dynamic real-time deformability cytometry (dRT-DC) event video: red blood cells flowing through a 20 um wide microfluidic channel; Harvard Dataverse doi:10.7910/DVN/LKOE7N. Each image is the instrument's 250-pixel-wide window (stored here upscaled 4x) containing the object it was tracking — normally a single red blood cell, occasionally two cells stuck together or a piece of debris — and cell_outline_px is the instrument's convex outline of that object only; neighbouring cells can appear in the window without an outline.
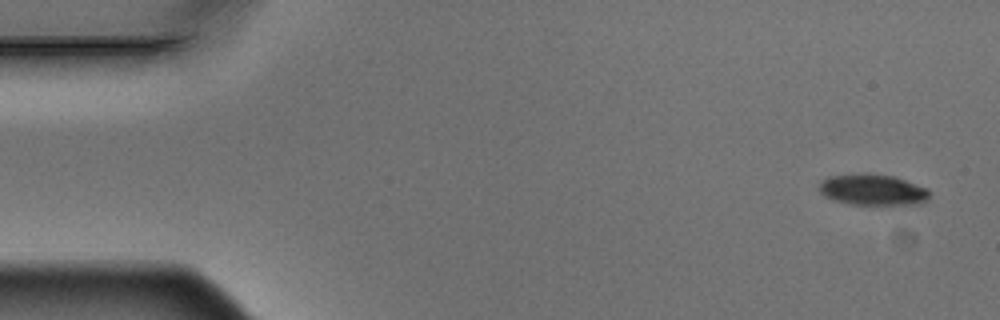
{"species": "Egyptian fruit bat (a non-hibernating species)", "species_latin": "Rousettus aegyptiacus", "temperature_condition": "warm", "stored_images_in_passage": 4, "camera_frame_rate_fps": 3000, "um_per_image_px": 0.085, "animal": {"sex": "male"}, "frame": {"image": 1, "passage_image": 1, "time_ms": 0.0, "image_size_px": [1000, 320], "cell_outline_px": [[928, 200], [924, 204], [848, 204], [824, 196], [820, 192], [820, 184], [828, 176], [856, 172], [868, 172], [892, 176], [928, 188]], "centroid_in_image_um": [74.18, 16.11], "position_along_channel_um": 10.8, "area_um2": 20.11}}
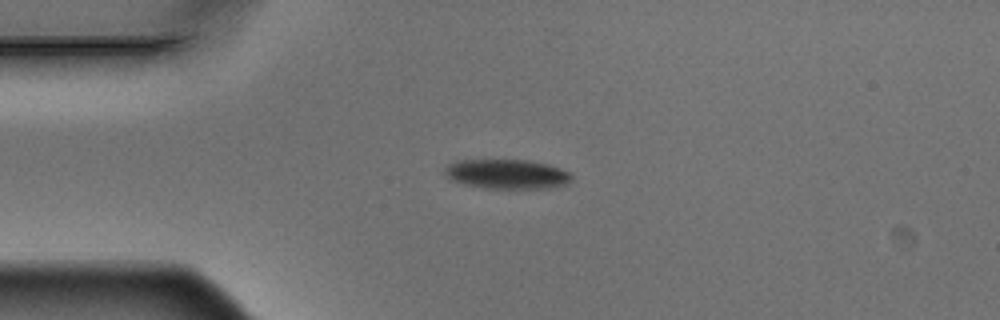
{"frame": {"image": 2, "passage_image": 4, "time_ms": 1.0, "image_size_px": [1000, 320], "cell_outline_px": [[572, 180], [568, 184], [548, 188], [488, 188], [464, 184], [452, 180], [444, 172], [444, 168], [448, 164], [456, 160], [528, 160], [548, 164], [572, 172]], "centroid_in_image_um": [43.13, 14.79], "position_along_channel_um": 41.9, "area_um2": 21.91}}